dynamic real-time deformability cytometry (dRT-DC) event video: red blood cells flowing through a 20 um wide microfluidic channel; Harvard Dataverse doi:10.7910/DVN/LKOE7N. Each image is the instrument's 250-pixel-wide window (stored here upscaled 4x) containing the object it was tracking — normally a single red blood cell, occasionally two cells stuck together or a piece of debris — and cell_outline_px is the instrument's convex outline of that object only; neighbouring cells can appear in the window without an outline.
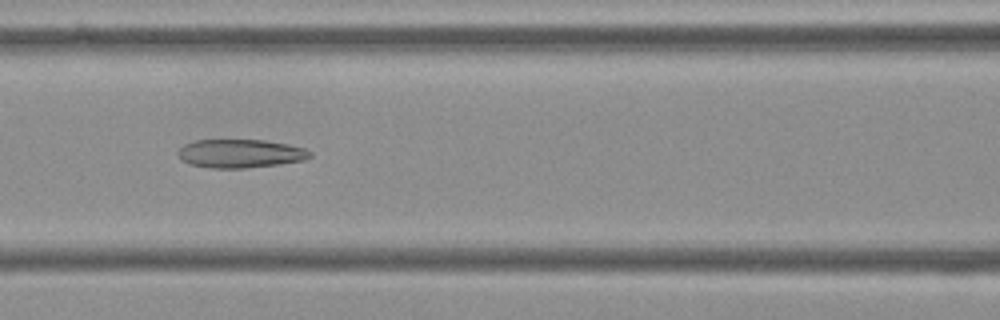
{"species": "Egyptian fruit bat (a non-hibernating species)", "species_latin": "Rousettus aegyptiacus", "temperature_condition": "cold", "stored_images_in_passage": 56, "camera_frame_rate_fps": 3000, "um_per_image_px": 0.085, "frame": {"image": 1, "passage_image": 24, "time_ms": 7.667, "image_size_px": [1000, 320], "cell_outline_px": [[312, 156], [304, 160], [276, 164], [244, 168], [212, 168], [188, 164], [180, 160], [176, 152], [184, 144], [196, 140], [264, 140], [288, 144], [304, 148], [312, 152]], "centroid_in_image_um": [20.39, 13.05], "position_along_channel_um": 146.2, "area_um2": 21.96}}
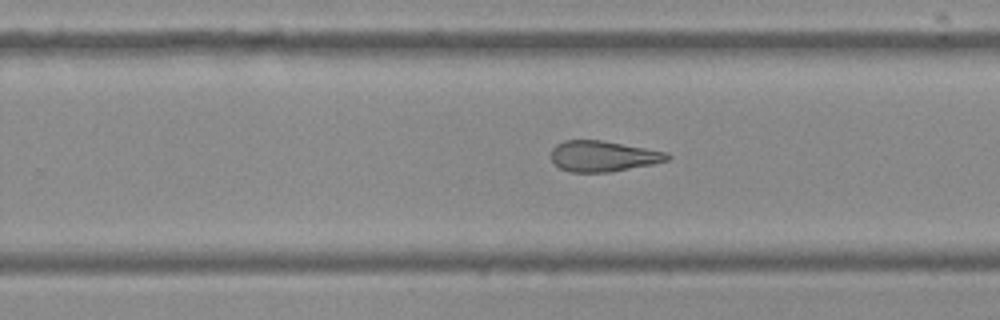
{"frame": {"image": 2, "passage_image": 35, "time_ms": 11.333, "image_size_px": [1000, 320], "cell_outline_px": [[672, 156], [668, 160], [652, 164], [608, 172], [572, 172], [560, 168], [552, 160], [552, 148], [556, 144], [564, 140], [600, 140], [668, 152]], "centroid_in_image_um": [51.27, 13.27], "position_along_channel_um": 278.5, "area_um2": 20.63}}
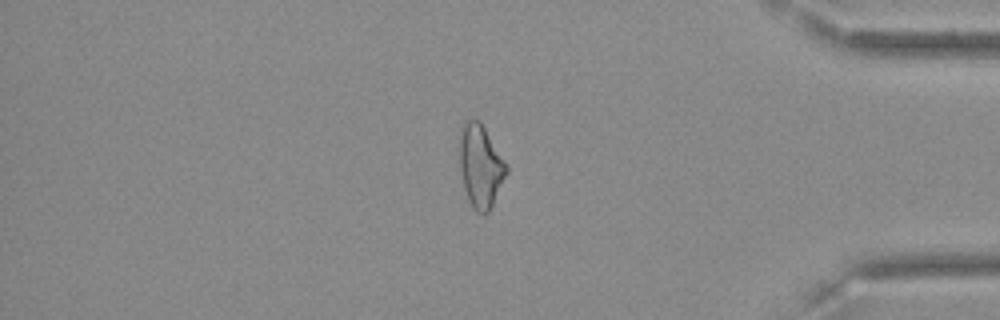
{"frame": {"image": 3, "passage_image": 47, "time_ms": 15.333, "image_size_px": [1000, 320], "cell_outline_px": [[508, 172], [488, 212], [476, 212], [472, 208], [468, 200], [464, 188], [460, 168], [460, 128], [464, 120], [472, 116], [480, 120], [508, 168]], "centroid_in_image_um": [40.81, 14.06], "position_along_channel_um": 394.4, "area_um2": 22.48}, "authors_computed_cell_mechanics": {"area_um2": 23.7847, "velocity_mm_per_s": 3.6201, "shape_relaxation_time_tau1_ms": null, "shape_relaxation_time_tau2_ms": 4.2165, "deformation_change_tau1": null, "deformation_change_tau2": 0.1478}}